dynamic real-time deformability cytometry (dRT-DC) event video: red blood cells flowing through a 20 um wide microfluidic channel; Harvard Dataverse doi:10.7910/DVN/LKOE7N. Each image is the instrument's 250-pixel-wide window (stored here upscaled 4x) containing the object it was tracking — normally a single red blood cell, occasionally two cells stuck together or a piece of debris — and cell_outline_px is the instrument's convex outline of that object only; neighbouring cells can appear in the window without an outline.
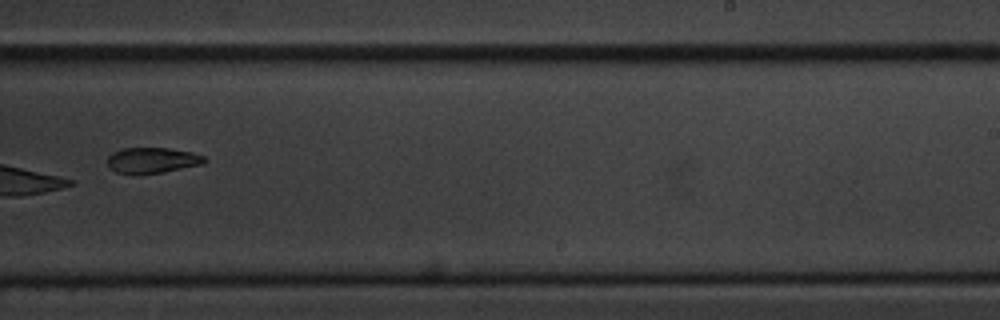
{"species": "common noctule bat (a hibernating species)", "species_latin": "Nyctalus noctula", "temperature_condition": "cold", "stored_images_in_passage": 12, "camera_frame_rate_fps": 3000, "um_per_image_px": 0.085, "animal": {"sex": "male", "body_mass_g": 20.1, "forearm_length_mm": 53.5}, "frame": {"image": 1, "passage_image": 7, "time_ms": 7.0, "image_size_px": [1000, 320], "cell_outline_px": [[208, 160], [204, 164], [160, 172], [136, 176], [132, 176], [116, 172], [108, 168], [108, 156], [112, 152], [124, 148], [168, 148], [192, 152], [204, 156]], "centroid_in_image_um": [12.91, 13.65], "position_along_channel_um": 276.1, "area_um2": 14.85}}
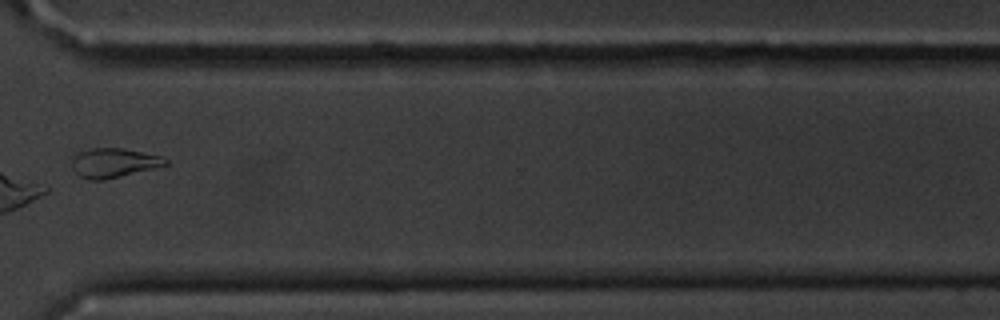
{"frame": {"image": 2, "passage_image": 9, "time_ms": 9.333, "image_size_px": [1000, 320], "cell_outline_px": [[168, 164], [104, 180], [92, 180], [80, 176], [72, 168], [72, 152], [92, 148], [124, 148], [160, 156], [168, 160]], "centroid_in_image_um": [9.59, 13.82], "position_along_channel_um": 361.0, "area_um2": 15.95}, "authors_computed_cell_mechanics": {"area_um2": 18.2648, "velocity_mm_per_s": 3.6049, "shape_relaxation_time_tau1_ms": null, "shape_relaxation_time_tau2_ms": 5.2064, "deformation_change_tau1": null, "deformation_change_tau2": 0.1056}}